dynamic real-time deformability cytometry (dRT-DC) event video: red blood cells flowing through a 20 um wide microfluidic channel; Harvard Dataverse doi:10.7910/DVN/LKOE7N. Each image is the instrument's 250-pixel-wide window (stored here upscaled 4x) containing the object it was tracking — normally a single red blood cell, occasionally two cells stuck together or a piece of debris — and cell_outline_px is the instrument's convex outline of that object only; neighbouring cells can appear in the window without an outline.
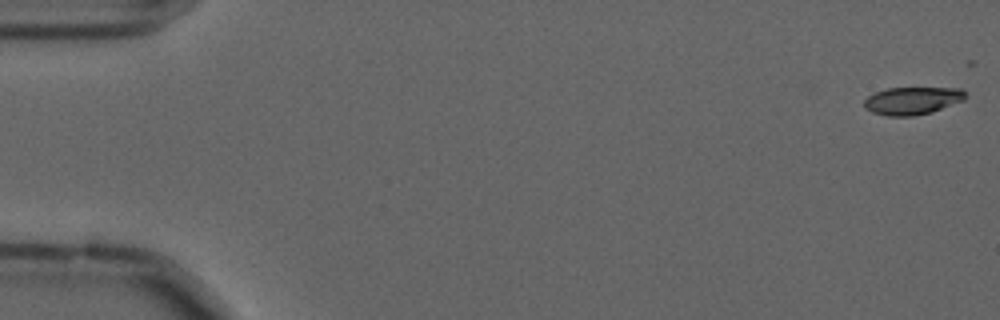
{"species": "common noctule bat (a hibernating species)", "species_latin": "Nyctalus noctula", "temperature_condition": "cold", "stored_images_in_passage": 9, "camera_frame_rate_fps": 3000, "um_per_image_px": 0.085, "animal": {"sex": "male", "forearm_length_mm": 52.5}, "frame": {"image": 1, "passage_image": 1, "time_ms": 0.0, "image_size_px": [1000, 320], "cell_outline_px": [[964, 100], [932, 112], [912, 116], [888, 116], [872, 112], [864, 108], [864, 100], [868, 96], [876, 92], [888, 88], [960, 88], [964, 92]], "centroid_in_image_um": [77.52, 8.56], "position_along_channel_um": 7.5, "area_um2": 16.18}}